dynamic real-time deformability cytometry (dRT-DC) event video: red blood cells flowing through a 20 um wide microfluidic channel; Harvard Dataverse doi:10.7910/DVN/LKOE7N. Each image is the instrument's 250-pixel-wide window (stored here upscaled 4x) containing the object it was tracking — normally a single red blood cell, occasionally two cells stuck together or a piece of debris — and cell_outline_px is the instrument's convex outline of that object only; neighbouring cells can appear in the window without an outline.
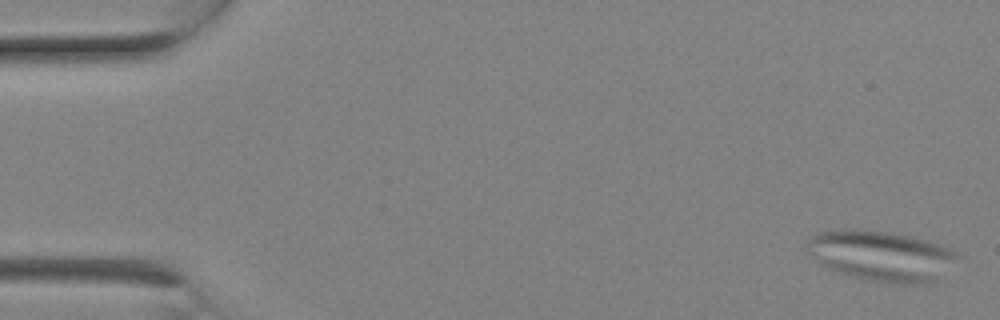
{"species": "Egyptian fruit bat (a non-hibernating species)", "species_latin": "Rousettus aegyptiacus", "temperature_condition": "room temperature", "stored_images_in_passage": 2, "camera_frame_rate_fps": 3000, "um_per_image_px": 0.085, "animal": {"sex": "female"}, "frame": {"image": 1, "passage_image": 1, "time_ms": 0.0, "image_size_px": [1000, 320], "cell_outline_px": [[960, 256], [940, 280], [936, 284], [892, 284], [864, 280], [828, 268], [820, 264], [808, 252], [808, 240], [816, 232], [844, 228], [852, 228], [888, 232], [928, 240], [940, 244], [956, 252]], "centroid_in_image_um": [74.96, 21.76], "position_along_channel_um": 10.0, "area_um2": 44.85}}